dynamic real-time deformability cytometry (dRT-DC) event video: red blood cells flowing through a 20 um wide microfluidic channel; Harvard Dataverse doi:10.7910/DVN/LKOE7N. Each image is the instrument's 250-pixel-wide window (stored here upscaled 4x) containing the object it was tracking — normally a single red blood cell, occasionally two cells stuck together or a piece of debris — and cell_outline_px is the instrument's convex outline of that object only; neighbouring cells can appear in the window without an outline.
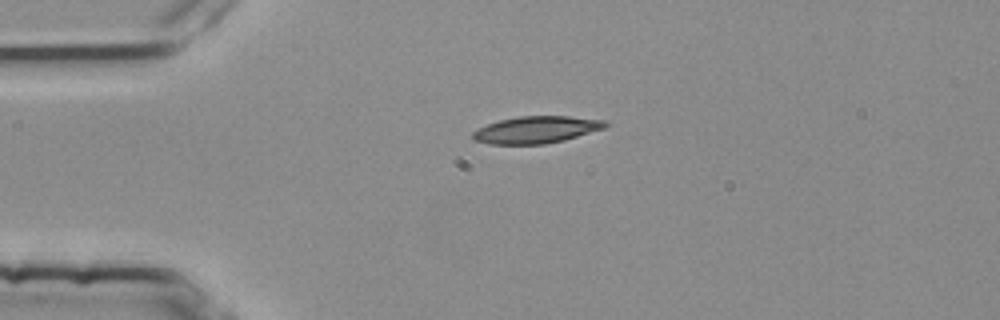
{"species": "common noctule bat (a hibernating species)", "species_latin": "Nyctalus noctula", "temperature_condition": "room temperature", "stored_images_in_passage": 3, "camera_frame_rate_fps": 3000, "um_per_image_px": 0.085, "animal": {"sex": "female", "body_mass_g": 25.1}, "frame": {"image": 1, "passage_image": 1, "time_ms": 0.0, "image_size_px": [1000, 320], "cell_outline_px": [[608, 124], [604, 128], [564, 140], [544, 144], [488, 144], [472, 140], [472, 132], [488, 124], [500, 120], [520, 116], [568, 116], [604, 120]], "centroid_in_image_um": [45.56, 11.03], "position_along_channel_um": 39.4, "area_um2": 20.69}}